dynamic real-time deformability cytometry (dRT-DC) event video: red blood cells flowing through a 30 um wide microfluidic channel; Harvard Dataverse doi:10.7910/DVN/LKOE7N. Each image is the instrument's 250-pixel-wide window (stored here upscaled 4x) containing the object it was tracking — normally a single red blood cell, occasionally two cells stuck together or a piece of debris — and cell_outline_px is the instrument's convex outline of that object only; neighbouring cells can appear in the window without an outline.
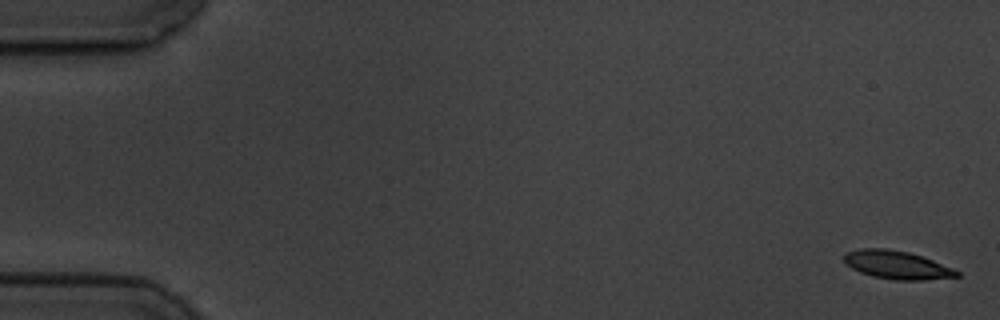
{"species": "common noctule bat (a hibernating species)", "species_latin": "Nyctalus noctula", "temperature_condition": "cold", "stored_images_in_passage": 5, "camera_frame_rate_fps": 3000, "um_per_image_px": 0.085, "animal": {"sex": "male", "body_mass_g": 19.5, "forearm_length_mm": 54.6}, "frame": {"image": 1, "passage_image": 1, "time_ms": 0.0, "image_size_px": [1000, 320], "cell_outline_px": [[960, 276], [924, 280], [896, 280], [872, 276], [860, 272], [852, 268], [844, 260], [844, 256], [848, 252], [860, 248], [888, 248], [908, 252], [932, 260], [952, 268], [960, 272]], "centroid_in_image_um": [76.24, 22.52], "position_along_channel_um": 8.8, "area_um2": 18.32}}
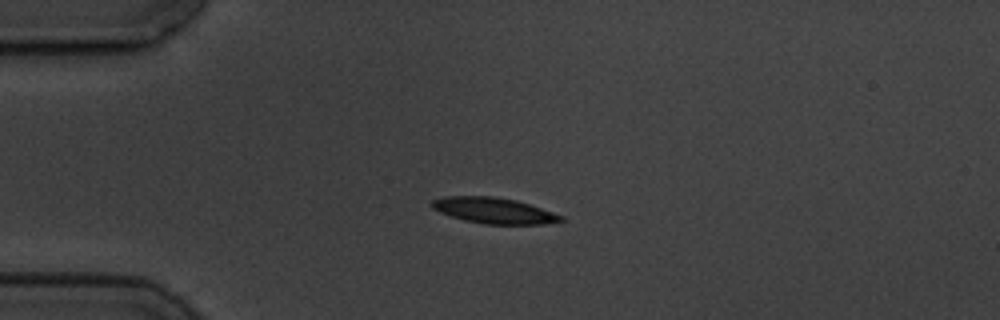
{"frame": {"image": 2, "passage_image": 4, "time_ms": 4.333, "image_size_px": [1000, 320], "cell_outline_px": [[564, 220], [544, 224], [484, 224], [464, 220], [440, 212], [432, 208], [432, 200], [444, 196], [492, 196], [516, 200], [564, 216]], "centroid_in_image_um": [41.97, 17.89], "position_along_channel_um": 43.0, "area_um2": 19.25}}